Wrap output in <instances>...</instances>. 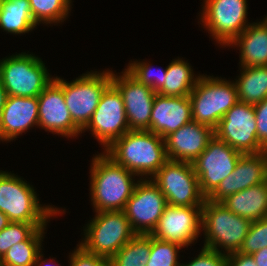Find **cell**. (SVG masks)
Returning <instances> with one entry per match:
<instances>
[{"instance_id":"obj_1","label":"cell","mask_w":267,"mask_h":266,"mask_svg":"<svg viewBox=\"0 0 267 266\" xmlns=\"http://www.w3.org/2000/svg\"><path fill=\"white\" fill-rule=\"evenodd\" d=\"M104 152L139 179H151L168 161L164 138L149 130H130Z\"/></svg>"},{"instance_id":"obj_2","label":"cell","mask_w":267,"mask_h":266,"mask_svg":"<svg viewBox=\"0 0 267 266\" xmlns=\"http://www.w3.org/2000/svg\"><path fill=\"white\" fill-rule=\"evenodd\" d=\"M90 199L95 213L123 210L139 179L104 151L92 158L90 165Z\"/></svg>"},{"instance_id":"obj_3","label":"cell","mask_w":267,"mask_h":266,"mask_svg":"<svg viewBox=\"0 0 267 266\" xmlns=\"http://www.w3.org/2000/svg\"><path fill=\"white\" fill-rule=\"evenodd\" d=\"M11 172L0 170V211L11 222L48 223L66 211L52 205H41L33 185Z\"/></svg>"},{"instance_id":"obj_4","label":"cell","mask_w":267,"mask_h":266,"mask_svg":"<svg viewBox=\"0 0 267 266\" xmlns=\"http://www.w3.org/2000/svg\"><path fill=\"white\" fill-rule=\"evenodd\" d=\"M250 224L249 219L236 215L221 202L206 199L202 206L203 247L225 255L238 252Z\"/></svg>"},{"instance_id":"obj_5","label":"cell","mask_w":267,"mask_h":266,"mask_svg":"<svg viewBox=\"0 0 267 266\" xmlns=\"http://www.w3.org/2000/svg\"><path fill=\"white\" fill-rule=\"evenodd\" d=\"M191 101L192 121L211 127H217L238 101L237 88L233 81L202 75L188 95Z\"/></svg>"},{"instance_id":"obj_6","label":"cell","mask_w":267,"mask_h":266,"mask_svg":"<svg viewBox=\"0 0 267 266\" xmlns=\"http://www.w3.org/2000/svg\"><path fill=\"white\" fill-rule=\"evenodd\" d=\"M28 53L0 59V80L8 96L37 97L54 80L42 59Z\"/></svg>"},{"instance_id":"obj_7","label":"cell","mask_w":267,"mask_h":266,"mask_svg":"<svg viewBox=\"0 0 267 266\" xmlns=\"http://www.w3.org/2000/svg\"><path fill=\"white\" fill-rule=\"evenodd\" d=\"M83 228L79 245L109 260L136 235L123 210L97 212Z\"/></svg>"},{"instance_id":"obj_8","label":"cell","mask_w":267,"mask_h":266,"mask_svg":"<svg viewBox=\"0 0 267 266\" xmlns=\"http://www.w3.org/2000/svg\"><path fill=\"white\" fill-rule=\"evenodd\" d=\"M112 70L90 71L71 82L58 76L54 79L63 87L65 104L74 124L82 131L90 121L104 90L111 84Z\"/></svg>"},{"instance_id":"obj_9","label":"cell","mask_w":267,"mask_h":266,"mask_svg":"<svg viewBox=\"0 0 267 266\" xmlns=\"http://www.w3.org/2000/svg\"><path fill=\"white\" fill-rule=\"evenodd\" d=\"M173 206L202 207L206 197L191 162L168 160L151 178Z\"/></svg>"},{"instance_id":"obj_10","label":"cell","mask_w":267,"mask_h":266,"mask_svg":"<svg viewBox=\"0 0 267 266\" xmlns=\"http://www.w3.org/2000/svg\"><path fill=\"white\" fill-rule=\"evenodd\" d=\"M247 0H203L200 21L221 47L228 46L250 24Z\"/></svg>"},{"instance_id":"obj_11","label":"cell","mask_w":267,"mask_h":266,"mask_svg":"<svg viewBox=\"0 0 267 266\" xmlns=\"http://www.w3.org/2000/svg\"><path fill=\"white\" fill-rule=\"evenodd\" d=\"M214 135L242 154H257L266 149L257 138L253 105L238 101L214 129Z\"/></svg>"},{"instance_id":"obj_12","label":"cell","mask_w":267,"mask_h":266,"mask_svg":"<svg viewBox=\"0 0 267 266\" xmlns=\"http://www.w3.org/2000/svg\"><path fill=\"white\" fill-rule=\"evenodd\" d=\"M87 130L104 147V151L116 139L130 131L121 93L112 83L104 90L97 108L82 132Z\"/></svg>"},{"instance_id":"obj_13","label":"cell","mask_w":267,"mask_h":266,"mask_svg":"<svg viewBox=\"0 0 267 266\" xmlns=\"http://www.w3.org/2000/svg\"><path fill=\"white\" fill-rule=\"evenodd\" d=\"M242 155L215 135L209 140L206 149L192 163L206 198L233 172Z\"/></svg>"},{"instance_id":"obj_14","label":"cell","mask_w":267,"mask_h":266,"mask_svg":"<svg viewBox=\"0 0 267 266\" xmlns=\"http://www.w3.org/2000/svg\"><path fill=\"white\" fill-rule=\"evenodd\" d=\"M166 206L159 187L151 179H140L123 211L136 234L150 235Z\"/></svg>"},{"instance_id":"obj_15","label":"cell","mask_w":267,"mask_h":266,"mask_svg":"<svg viewBox=\"0 0 267 266\" xmlns=\"http://www.w3.org/2000/svg\"><path fill=\"white\" fill-rule=\"evenodd\" d=\"M202 207L167 204L157 226L150 234L154 238L180 245L192 246L201 234Z\"/></svg>"},{"instance_id":"obj_16","label":"cell","mask_w":267,"mask_h":266,"mask_svg":"<svg viewBox=\"0 0 267 266\" xmlns=\"http://www.w3.org/2000/svg\"><path fill=\"white\" fill-rule=\"evenodd\" d=\"M112 71L111 83L121 93L130 130H148L156 92L133 77L126 69Z\"/></svg>"},{"instance_id":"obj_17","label":"cell","mask_w":267,"mask_h":266,"mask_svg":"<svg viewBox=\"0 0 267 266\" xmlns=\"http://www.w3.org/2000/svg\"><path fill=\"white\" fill-rule=\"evenodd\" d=\"M37 97L39 128L67 138H76L82 133L65 104L63 87L55 79Z\"/></svg>"},{"instance_id":"obj_18","label":"cell","mask_w":267,"mask_h":266,"mask_svg":"<svg viewBox=\"0 0 267 266\" xmlns=\"http://www.w3.org/2000/svg\"><path fill=\"white\" fill-rule=\"evenodd\" d=\"M266 151L257 154H243L233 172L206 198L213 202H222L228 196L253 185L265 182Z\"/></svg>"},{"instance_id":"obj_19","label":"cell","mask_w":267,"mask_h":266,"mask_svg":"<svg viewBox=\"0 0 267 266\" xmlns=\"http://www.w3.org/2000/svg\"><path fill=\"white\" fill-rule=\"evenodd\" d=\"M213 136L211 127L195 121L181 126L164 138L168 160L193 163Z\"/></svg>"},{"instance_id":"obj_20","label":"cell","mask_w":267,"mask_h":266,"mask_svg":"<svg viewBox=\"0 0 267 266\" xmlns=\"http://www.w3.org/2000/svg\"><path fill=\"white\" fill-rule=\"evenodd\" d=\"M192 121L189 96H165L156 93L153 100L150 132L165 138L181 126Z\"/></svg>"},{"instance_id":"obj_21","label":"cell","mask_w":267,"mask_h":266,"mask_svg":"<svg viewBox=\"0 0 267 266\" xmlns=\"http://www.w3.org/2000/svg\"><path fill=\"white\" fill-rule=\"evenodd\" d=\"M38 97L8 96L0 115V141L11 142L38 127Z\"/></svg>"},{"instance_id":"obj_22","label":"cell","mask_w":267,"mask_h":266,"mask_svg":"<svg viewBox=\"0 0 267 266\" xmlns=\"http://www.w3.org/2000/svg\"><path fill=\"white\" fill-rule=\"evenodd\" d=\"M240 51V67L267 65V18L253 22L227 47Z\"/></svg>"},{"instance_id":"obj_23","label":"cell","mask_w":267,"mask_h":266,"mask_svg":"<svg viewBox=\"0 0 267 266\" xmlns=\"http://www.w3.org/2000/svg\"><path fill=\"white\" fill-rule=\"evenodd\" d=\"M238 216L257 221L267 217V183L262 182L228 196L221 202Z\"/></svg>"},{"instance_id":"obj_24","label":"cell","mask_w":267,"mask_h":266,"mask_svg":"<svg viewBox=\"0 0 267 266\" xmlns=\"http://www.w3.org/2000/svg\"><path fill=\"white\" fill-rule=\"evenodd\" d=\"M29 0L0 1V29L11 34H25L36 28Z\"/></svg>"},{"instance_id":"obj_25","label":"cell","mask_w":267,"mask_h":266,"mask_svg":"<svg viewBox=\"0 0 267 266\" xmlns=\"http://www.w3.org/2000/svg\"><path fill=\"white\" fill-rule=\"evenodd\" d=\"M234 83L240 102L258 104L267 98V65L240 67ZM242 69V70H241Z\"/></svg>"},{"instance_id":"obj_26","label":"cell","mask_w":267,"mask_h":266,"mask_svg":"<svg viewBox=\"0 0 267 266\" xmlns=\"http://www.w3.org/2000/svg\"><path fill=\"white\" fill-rule=\"evenodd\" d=\"M188 61L173 59L167 66L164 85L156 92L161 95L177 97L188 96L201 76L195 75Z\"/></svg>"},{"instance_id":"obj_27","label":"cell","mask_w":267,"mask_h":266,"mask_svg":"<svg viewBox=\"0 0 267 266\" xmlns=\"http://www.w3.org/2000/svg\"><path fill=\"white\" fill-rule=\"evenodd\" d=\"M45 229L38 228L26 241L10 247L0 259V266H34L38 254L43 250Z\"/></svg>"},{"instance_id":"obj_28","label":"cell","mask_w":267,"mask_h":266,"mask_svg":"<svg viewBox=\"0 0 267 266\" xmlns=\"http://www.w3.org/2000/svg\"><path fill=\"white\" fill-rule=\"evenodd\" d=\"M151 250V235L136 234L109 261L110 266H146Z\"/></svg>"},{"instance_id":"obj_29","label":"cell","mask_w":267,"mask_h":266,"mask_svg":"<svg viewBox=\"0 0 267 266\" xmlns=\"http://www.w3.org/2000/svg\"><path fill=\"white\" fill-rule=\"evenodd\" d=\"M35 23L52 24L64 22L70 13L72 0H29Z\"/></svg>"},{"instance_id":"obj_30","label":"cell","mask_w":267,"mask_h":266,"mask_svg":"<svg viewBox=\"0 0 267 266\" xmlns=\"http://www.w3.org/2000/svg\"><path fill=\"white\" fill-rule=\"evenodd\" d=\"M48 223L11 222L0 231V259L10 247L26 241L38 228H46Z\"/></svg>"},{"instance_id":"obj_31","label":"cell","mask_w":267,"mask_h":266,"mask_svg":"<svg viewBox=\"0 0 267 266\" xmlns=\"http://www.w3.org/2000/svg\"><path fill=\"white\" fill-rule=\"evenodd\" d=\"M180 245L151 236V250L146 266H180Z\"/></svg>"},{"instance_id":"obj_32","label":"cell","mask_w":267,"mask_h":266,"mask_svg":"<svg viewBox=\"0 0 267 266\" xmlns=\"http://www.w3.org/2000/svg\"><path fill=\"white\" fill-rule=\"evenodd\" d=\"M148 61H131L126 66V70L135 77L138 81L151 87L153 91L157 92L164 85V78L166 77L167 67L162 70L158 68V73L154 74L152 65Z\"/></svg>"},{"instance_id":"obj_33","label":"cell","mask_w":267,"mask_h":266,"mask_svg":"<svg viewBox=\"0 0 267 266\" xmlns=\"http://www.w3.org/2000/svg\"><path fill=\"white\" fill-rule=\"evenodd\" d=\"M265 247H267V217L251 222L247 236L238 252L252 255Z\"/></svg>"},{"instance_id":"obj_34","label":"cell","mask_w":267,"mask_h":266,"mask_svg":"<svg viewBox=\"0 0 267 266\" xmlns=\"http://www.w3.org/2000/svg\"><path fill=\"white\" fill-rule=\"evenodd\" d=\"M69 258V266H110L109 259L87 252L79 243Z\"/></svg>"},{"instance_id":"obj_35","label":"cell","mask_w":267,"mask_h":266,"mask_svg":"<svg viewBox=\"0 0 267 266\" xmlns=\"http://www.w3.org/2000/svg\"><path fill=\"white\" fill-rule=\"evenodd\" d=\"M180 266H228V259L223 253L202 247L197 257L188 264L180 263Z\"/></svg>"},{"instance_id":"obj_36","label":"cell","mask_w":267,"mask_h":266,"mask_svg":"<svg viewBox=\"0 0 267 266\" xmlns=\"http://www.w3.org/2000/svg\"><path fill=\"white\" fill-rule=\"evenodd\" d=\"M255 109L257 138L259 143L267 150V98L253 105Z\"/></svg>"},{"instance_id":"obj_37","label":"cell","mask_w":267,"mask_h":266,"mask_svg":"<svg viewBox=\"0 0 267 266\" xmlns=\"http://www.w3.org/2000/svg\"><path fill=\"white\" fill-rule=\"evenodd\" d=\"M228 266H257L252 255L235 252L227 255Z\"/></svg>"},{"instance_id":"obj_38","label":"cell","mask_w":267,"mask_h":266,"mask_svg":"<svg viewBox=\"0 0 267 266\" xmlns=\"http://www.w3.org/2000/svg\"><path fill=\"white\" fill-rule=\"evenodd\" d=\"M257 266H267V247L252 254Z\"/></svg>"},{"instance_id":"obj_39","label":"cell","mask_w":267,"mask_h":266,"mask_svg":"<svg viewBox=\"0 0 267 266\" xmlns=\"http://www.w3.org/2000/svg\"><path fill=\"white\" fill-rule=\"evenodd\" d=\"M42 252H43V251H41V252L38 254V256H37V258H36V262L34 263V266H52L54 263H56L54 258H50V259H49V263H51V264H49V263L47 262L48 259H46V258H45V260H42V258L44 257V254H42ZM53 261H54V262H53ZM52 262H53V263H52ZM42 264H43V265H42ZM56 265L59 266L58 262H57ZM56 265L54 264L53 266H56Z\"/></svg>"},{"instance_id":"obj_40","label":"cell","mask_w":267,"mask_h":266,"mask_svg":"<svg viewBox=\"0 0 267 266\" xmlns=\"http://www.w3.org/2000/svg\"><path fill=\"white\" fill-rule=\"evenodd\" d=\"M8 94L7 91L4 89L1 80H0V115L1 112L5 106L6 100H7Z\"/></svg>"},{"instance_id":"obj_41","label":"cell","mask_w":267,"mask_h":266,"mask_svg":"<svg viewBox=\"0 0 267 266\" xmlns=\"http://www.w3.org/2000/svg\"><path fill=\"white\" fill-rule=\"evenodd\" d=\"M11 223L7 215L0 211V231Z\"/></svg>"},{"instance_id":"obj_42","label":"cell","mask_w":267,"mask_h":266,"mask_svg":"<svg viewBox=\"0 0 267 266\" xmlns=\"http://www.w3.org/2000/svg\"><path fill=\"white\" fill-rule=\"evenodd\" d=\"M265 181L267 183V150H266V176H265Z\"/></svg>"}]
</instances>
